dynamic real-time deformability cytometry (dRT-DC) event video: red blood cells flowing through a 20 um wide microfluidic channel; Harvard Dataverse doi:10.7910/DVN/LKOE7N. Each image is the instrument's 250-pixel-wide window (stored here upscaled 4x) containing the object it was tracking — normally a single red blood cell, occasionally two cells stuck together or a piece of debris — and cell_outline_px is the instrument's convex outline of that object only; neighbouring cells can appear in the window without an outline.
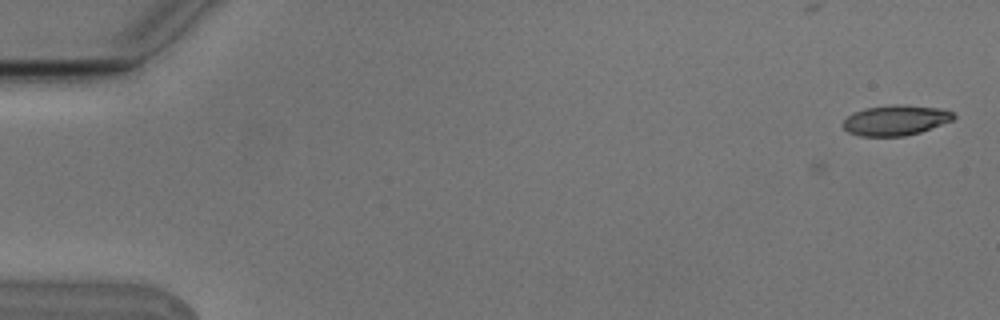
{"species": "Egyptian fruit bat (a non-hibernating species)", "species_latin": "Rousettus aegyptiacus", "temperature_condition": "cold", "stored_images_in_passage": 2, "camera_frame_rate_fps": 3000, "um_per_image_px": 0.085, "animal": {"sex": "male"}, "frame": {"image": 1, "passage_image": 2, "time_ms": 0.333, "image_size_px": [1000, 320], "cell_outline_px": [[956, 116], [952, 120], [920, 132], [904, 136], [860, 136], [848, 132], [840, 124], [848, 116], [864, 108], [896, 104], [904, 104], [940, 108], [952, 112]], "centroid_in_image_um": [76.11, 10.21], "position_along_channel_um": 8.9, "area_um2": 19.48}}